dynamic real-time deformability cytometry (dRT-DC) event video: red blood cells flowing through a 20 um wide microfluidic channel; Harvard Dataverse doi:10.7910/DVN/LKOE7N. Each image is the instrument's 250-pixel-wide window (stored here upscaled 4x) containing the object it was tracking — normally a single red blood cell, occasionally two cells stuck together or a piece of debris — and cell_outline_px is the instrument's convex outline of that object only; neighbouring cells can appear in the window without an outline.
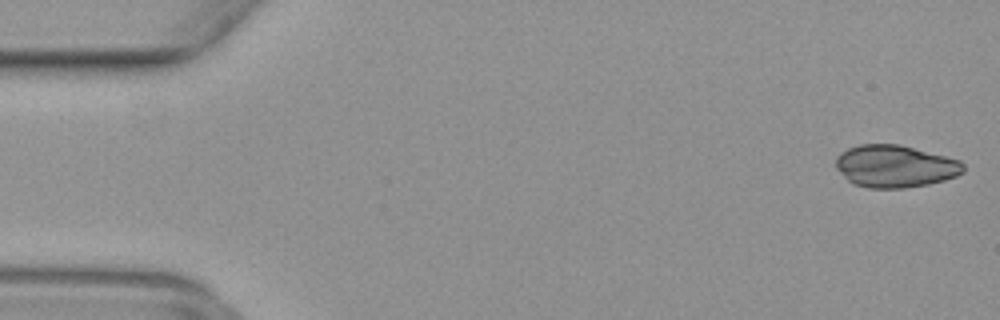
{"species": "common noctule bat (a hibernating species)", "species_latin": "Nyctalus noctula", "temperature_condition": "warm", "stored_images_in_passage": 48, "camera_frame_rate_fps": 3000, "um_per_image_px": 0.085, "animal": {"sex": "female", "body_mass_g": 29.2, "forearm_length_mm": 56.3}, "frame": {"image": 1, "passage_image": 1, "time_ms": 0.0, "image_size_px": [1000, 320], "cell_outline_px": [[964, 172], [956, 176], [944, 180], [928, 184], [904, 188], [868, 188], [852, 184], [836, 168], [836, 156], [840, 152], [848, 148], [860, 144], [900, 144], [960, 160], [964, 164]], "centroid_in_image_um": [76.07, 14.13], "position_along_channel_um": 8.9, "area_um2": 31.56}}